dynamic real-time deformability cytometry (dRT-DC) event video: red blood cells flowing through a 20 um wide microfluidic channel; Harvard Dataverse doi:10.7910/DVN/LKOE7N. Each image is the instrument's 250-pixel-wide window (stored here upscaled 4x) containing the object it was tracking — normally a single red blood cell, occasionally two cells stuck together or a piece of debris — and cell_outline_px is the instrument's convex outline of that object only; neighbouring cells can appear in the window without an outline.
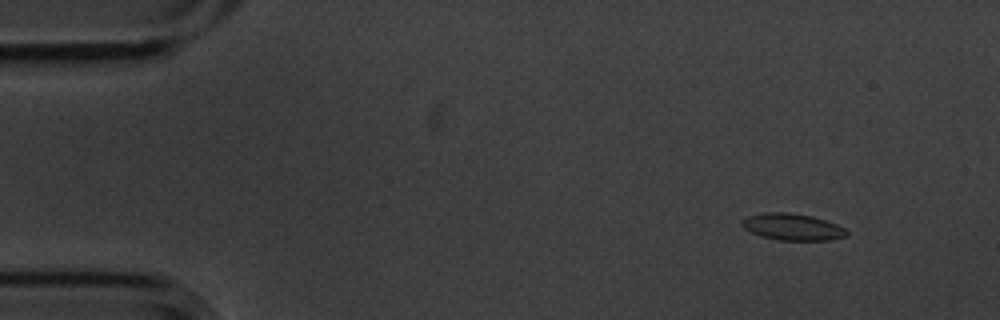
{"species": "common noctule bat (a hibernating species)", "species_latin": "Nyctalus noctula", "temperature_condition": "cold", "stored_images_in_passage": 4, "camera_frame_rate_fps": 3000, "um_per_image_px": 0.085, "animal": {"sex": "male", "body_mass_g": 20.1, "forearm_length_mm": 53.5}, "frame": {"image": 1, "passage_image": 1, "time_ms": 0.0, "image_size_px": [1000, 320], "cell_outline_px": [[848, 236], [828, 240], [780, 240], [760, 236], [744, 228], [740, 224], [748, 216], [764, 212], [788, 212], [812, 216], [836, 224], [844, 228], [848, 232]], "centroid_in_image_um": [67.36, 19.29], "position_along_channel_um": 17.6, "area_um2": 16.18}}
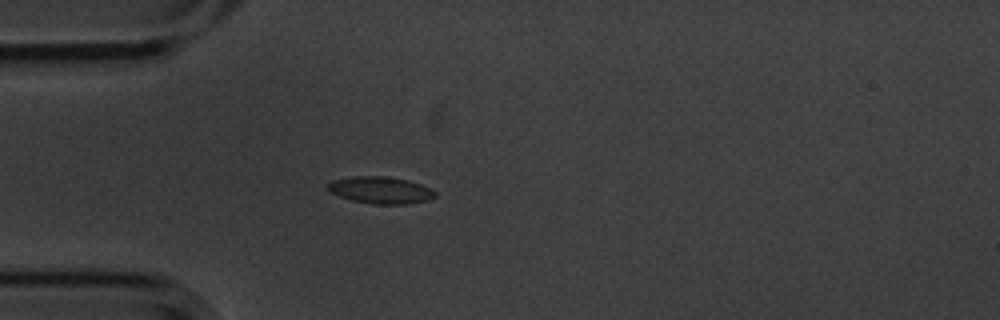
{"frame": {"image": 2, "passage_image": 4, "time_ms": 1.0, "image_size_px": [1000, 320], "cell_outline_px": [[436, 196], [428, 200], [408, 204], [372, 204], [352, 200], [328, 192], [324, 188], [332, 180], [352, 176], [388, 176], [408, 180], [420, 184], [436, 192]], "centroid_in_image_um": [32.3, 16.15], "position_along_channel_um": 52.7, "area_um2": 16.99}}